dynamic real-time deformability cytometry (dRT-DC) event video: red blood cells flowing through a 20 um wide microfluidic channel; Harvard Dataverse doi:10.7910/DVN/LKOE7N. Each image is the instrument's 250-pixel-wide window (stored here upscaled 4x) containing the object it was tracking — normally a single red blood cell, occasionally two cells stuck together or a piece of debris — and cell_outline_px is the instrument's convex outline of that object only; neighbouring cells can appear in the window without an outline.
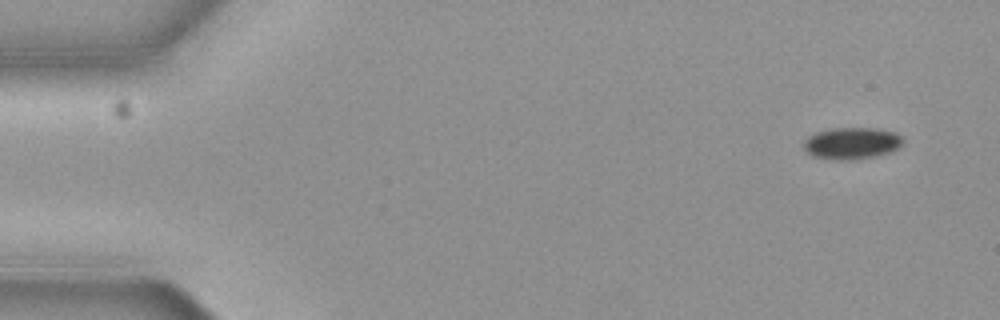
{"species": "common noctule bat (a hibernating species)", "species_latin": "Nyctalus noctula", "temperature_condition": "cold", "stored_images_in_passage": 4, "camera_frame_rate_fps": 3000, "um_per_image_px": 0.085, "animal": {"sex": "female", "body_mass_g": 19.3, "forearm_length_mm": 54.1}, "frame": {"image": 1, "passage_image": 1, "time_ms": 0.0, "image_size_px": [1000, 320], "cell_outline_px": [[904, 140], [896, 148], [888, 152], [872, 156], [848, 160], [840, 160], [812, 156], [804, 148], [804, 140], [808, 136], [816, 132], [832, 128], [880, 128], [896, 132]], "centroid_in_image_um": [72.37, 12.15], "position_along_channel_um": 12.6, "area_um2": 18.15}}